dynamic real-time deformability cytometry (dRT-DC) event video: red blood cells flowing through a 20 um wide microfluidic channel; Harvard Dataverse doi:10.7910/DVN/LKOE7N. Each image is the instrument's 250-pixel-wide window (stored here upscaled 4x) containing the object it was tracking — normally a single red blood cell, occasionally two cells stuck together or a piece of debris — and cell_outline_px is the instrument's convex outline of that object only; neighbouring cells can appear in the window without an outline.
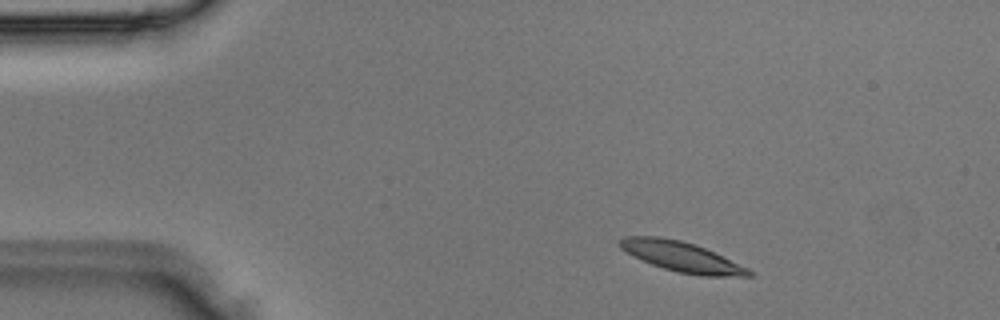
{"species": "Egyptian fruit bat (a non-hibernating species)", "species_latin": "Rousettus aegyptiacus", "temperature_condition": "room temperature", "stored_images_in_passage": 2, "camera_frame_rate_fps": 3000, "um_per_image_px": 0.085, "animal": {"sex": "male"}, "frame": {"image": 1, "passage_image": 1, "time_ms": 0.0, "image_size_px": [1000, 320], "cell_outline_px": [[756, 272], [752, 276], [704, 276], [676, 272], [652, 264], [620, 248], [620, 240], [624, 236], [660, 236], [680, 240], [696, 244], [748, 268]], "centroid_in_image_um": [57.99, 21.82], "position_along_channel_um": 27.0, "area_um2": 22.31}}
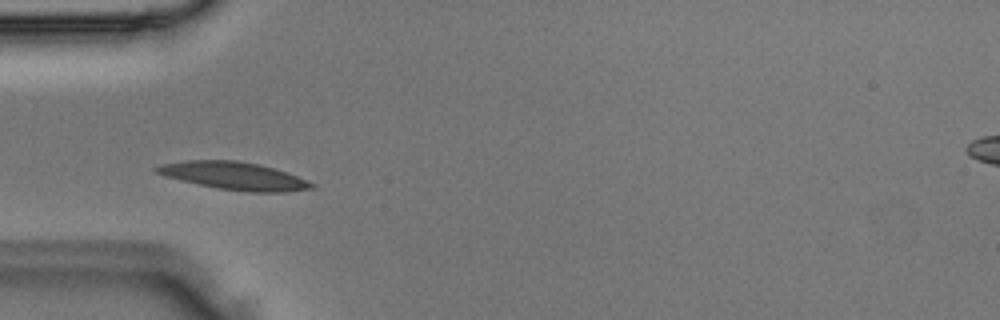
{"frame": {"image": 2, "passage_image": 2, "time_ms": 0.333, "image_size_px": [1000, 320], "cell_outline_px": [[316, 188], [284, 192], [248, 192], [216, 188], [180, 180], [164, 176], [156, 172], [152, 168], [160, 164], [188, 160], [236, 160], [260, 164], [308, 180], [316, 184]], "centroid_in_image_um": [19.88, 14.95], "position_along_channel_um": 65.1, "area_um2": 25.09}}